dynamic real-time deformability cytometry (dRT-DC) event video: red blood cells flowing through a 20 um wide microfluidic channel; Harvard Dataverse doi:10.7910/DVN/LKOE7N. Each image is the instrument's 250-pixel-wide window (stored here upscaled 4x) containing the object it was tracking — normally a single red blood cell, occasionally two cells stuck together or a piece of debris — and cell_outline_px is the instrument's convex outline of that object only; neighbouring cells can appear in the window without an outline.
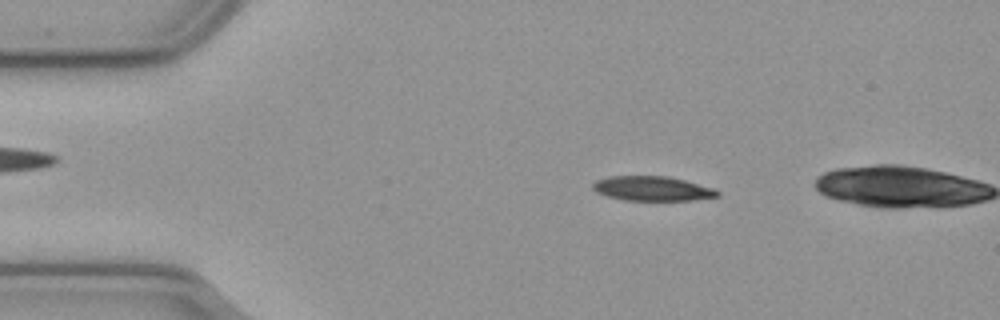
{"species": "common noctule bat (a hibernating species)", "species_latin": "Nyctalus noctula", "temperature_condition": "cold", "stored_images_in_passage": 15, "camera_frame_rate_fps": 3000, "um_per_image_px": 0.085, "animal": {"sex": "male", "body_mass_g": 23.1, "forearm_length_mm": 52.7}, "frame": {"image": 1, "passage_image": 9, "time_ms": 2.667, "image_size_px": [1000, 320], "cell_outline_px": [[720, 196], [692, 200], [624, 200], [608, 196], [596, 192], [592, 188], [592, 184], [596, 180], [608, 176], [668, 176], [684, 180], [712, 188], [720, 192]], "centroid_in_image_um": [55.42, 16.02], "position_along_channel_um": 29.6, "area_um2": 17.74}}